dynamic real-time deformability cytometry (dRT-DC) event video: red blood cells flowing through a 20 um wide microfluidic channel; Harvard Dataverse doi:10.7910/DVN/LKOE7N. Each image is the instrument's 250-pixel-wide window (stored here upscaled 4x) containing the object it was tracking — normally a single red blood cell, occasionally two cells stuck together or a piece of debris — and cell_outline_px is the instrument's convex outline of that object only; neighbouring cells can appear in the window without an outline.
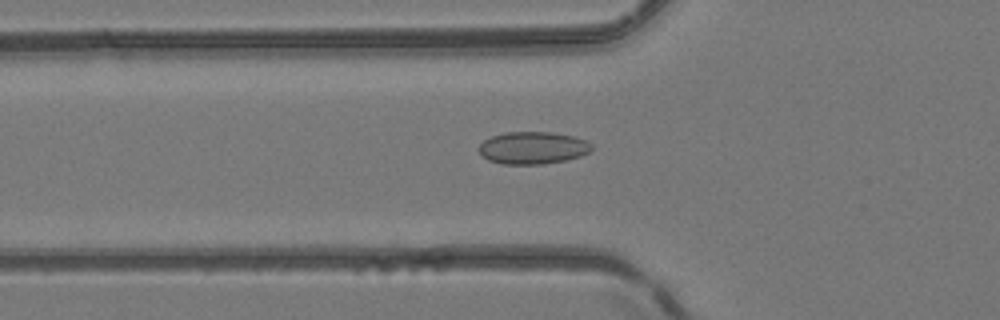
{"species": "common noctule bat (a hibernating species)", "species_latin": "Nyctalus noctula", "temperature_condition": "room temperature", "stored_images_in_passage": 50, "camera_frame_rate_fps": 3000, "um_per_image_px": 0.085, "animal": {"sex": "female", "body_mass_g": 24.6, "forearm_length_mm": 56.2}, "frame": {"image": 1, "passage_image": 18, "time_ms": 5.667, "image_size_px": [1000, 320], "cell_outline_px": [[592, 148], [588, 152], [580, 156], [564, 160], [544, 164], [500, 164], [488, 160], [476, 148], [484, 140], [492, 136], [504, 132], [552, 132], [572, 136], [584, 140], [592, 144]], "centroid_in_image_um": [45.25, 12.57], "position_along_channel_um": 80.6, "area_um2": 21.21}}
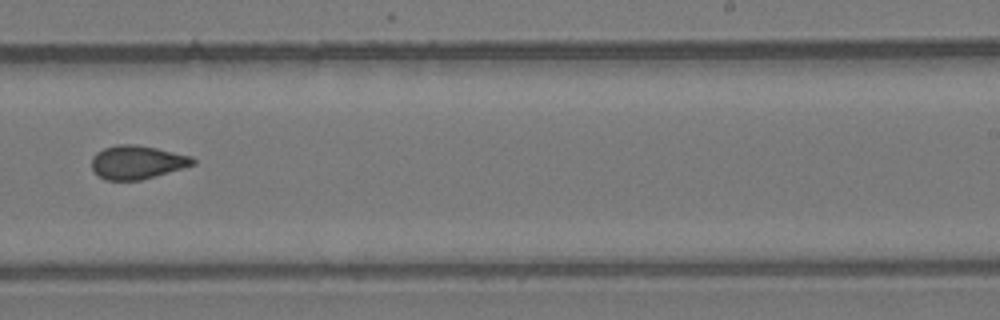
{"frame": {"image": 2, "passage_image": 32, "time_ms": 10.333, "image_size_px": [1000, 320], "cell_outline_px": [[196, 164], [156, 176], [140, 180], [104, 180], [92, 172], [92, 156], [96, 152], [104, 148], [116, 144], [132, 144], [156, 148], [192, 156], [196, 160]], "centroid_in_image_um": [11.63, 13.79], "position_along_channel_um": 277.4, "area_um2": 19.94}}
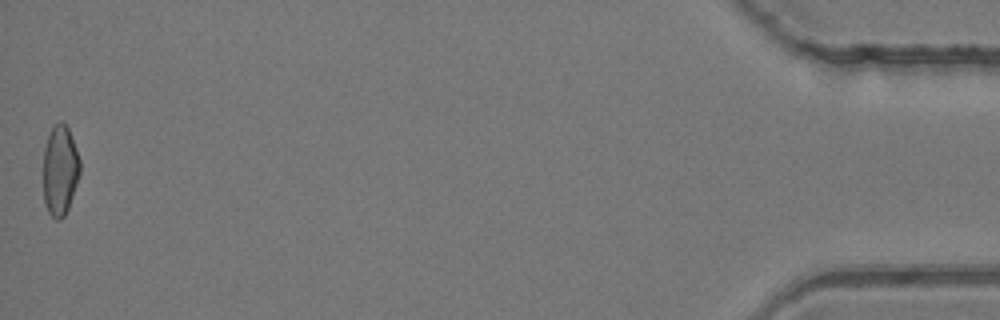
{"frame": {"image": 3, "passage_image": 50, "time_ms": 16.333, "image_size_px": [1000, 320], "cell_outline_px": [[80, 172], [68, 208], [64, 216], [60, 220], [56, 220], [48, 212], [44, 200], [44, 148], [52, 124], [60, 120], [68, 128], [76, 148], [80, 160]], "centroid_in_image_um": [5.1, 14.45], "position_along_channel_um": 430.1, "area_um2": 19.19}, "authors_computed_cell_mechanics": {"area_um2": 19.9699, "velocity_mm_per_s": 4.1906, "shape_relaxation_time_tau1_ms": null, "shape_relaxation_time_tau2_ms": 1.9396, "deformation_change_tau1": null, "deformation_change_tau2": 0.0673}}